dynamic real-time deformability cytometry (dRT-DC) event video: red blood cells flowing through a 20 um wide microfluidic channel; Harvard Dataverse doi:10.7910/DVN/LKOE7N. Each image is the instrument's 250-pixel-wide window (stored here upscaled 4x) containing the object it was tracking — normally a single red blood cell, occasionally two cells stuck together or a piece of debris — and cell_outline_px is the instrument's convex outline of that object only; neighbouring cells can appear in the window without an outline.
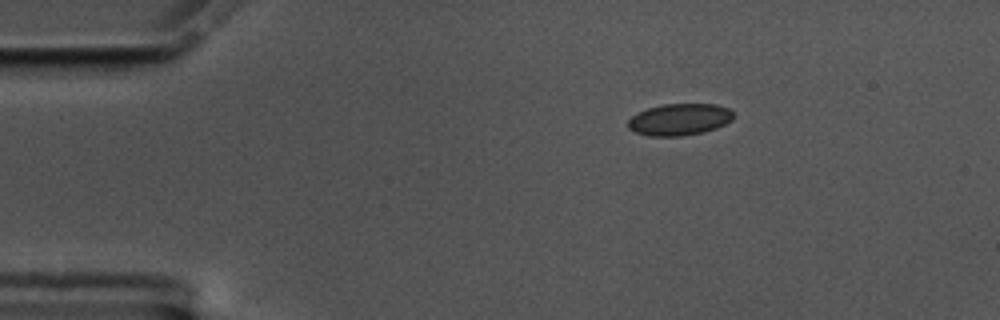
{"species": "common noctule bat (a hibernating species)", "species_latin": "Nyctalus noctula", "temperature_condition": "cold", "stored_images_in_passage": 48, "camera_frame_rate_fps": 3000, "um_per_image_px": 0.085, "animal": {"sex": "male", "body_mass_g": 17.5, "forearm_length_mm": 52.3}, "frame": {"image": 1, "passage_image": 1, "time_ms": 0.0, "image_size_px": [1000, 320], "cell_outline_px": [[732, 120], [716, 128], [704, 132], [684, 136], [648, 136], [636, 132], [628, 128], [628, 120], [636, 112], [648, 108], [664, 104], [716, 104], [728, 108], [732, 112]], "centroid_in_image_um": [57.73, 10.16], "position_along_channel_um": 27.3, "area_um2": 19.54}}
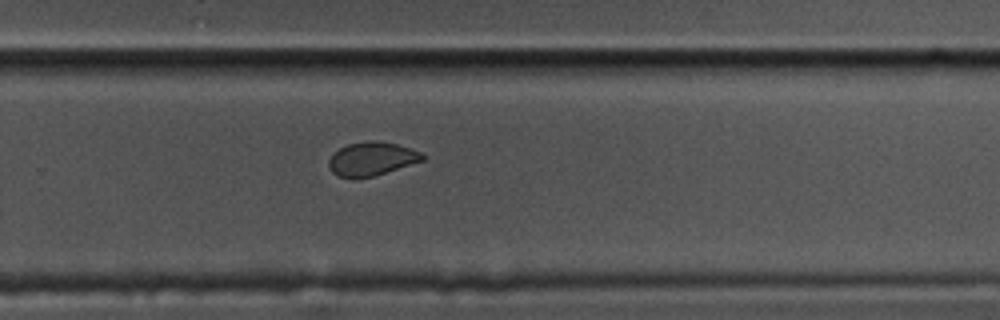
{"frame": {"image": 2, "passage_image": 29, "time_ms": 9.333, "image_size_px": [1000, 320], "cell_outline_px": [[424, 160], [372, 176], [356, 180], [352, 180], [336, 176], [332, 172], [328, 164], [328, 160], [332, 152], [348, 144], [368, 140], [376, 140], [396, 144], [420, 152], [424, 156]], "centroid_in_image_um": [31.5, 13.52], "position_along_channel_um": 298.3, "area_um2": 18.5}}
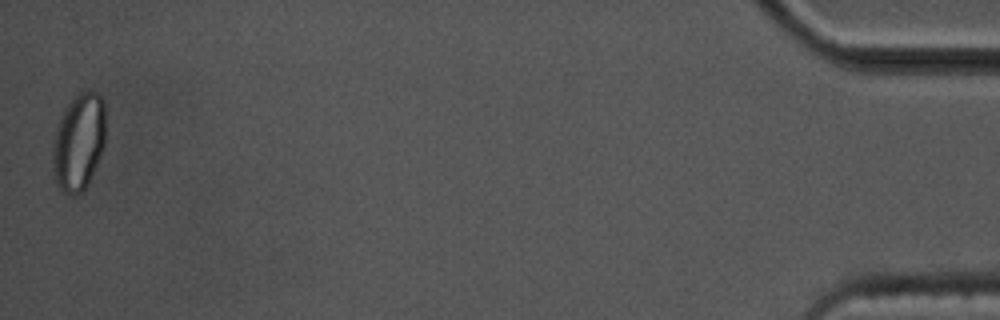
{"frame": {"image": 3, "passage_image": 48, "time_ms": 15.667, "image_size_px": [1000, 320], "cell_outline_px": [[104, 148], [88, 184], [76, 196], [68, 196], [60, 192], [52, 176], [52, 148], [56, 128], [60, 116], [76, 92], [96, 92], [104, 100]], "centroid_in_image_um": [6.65, 12.12], "position_along_channel_um": 428.5, "area_um2": 30.46}, "authors_computed_cell_mechanics": {"area_um2": 19.5364, "velocity_mm_per_s": 3.5274, "shape_relaxation_time_tau1_ms": 3.9408, "shape_relaxation_time_tau2_ms": 1.6132, "deformation_change_tau1": 0.0865, "deformation_change_tau2": 0.0459}}